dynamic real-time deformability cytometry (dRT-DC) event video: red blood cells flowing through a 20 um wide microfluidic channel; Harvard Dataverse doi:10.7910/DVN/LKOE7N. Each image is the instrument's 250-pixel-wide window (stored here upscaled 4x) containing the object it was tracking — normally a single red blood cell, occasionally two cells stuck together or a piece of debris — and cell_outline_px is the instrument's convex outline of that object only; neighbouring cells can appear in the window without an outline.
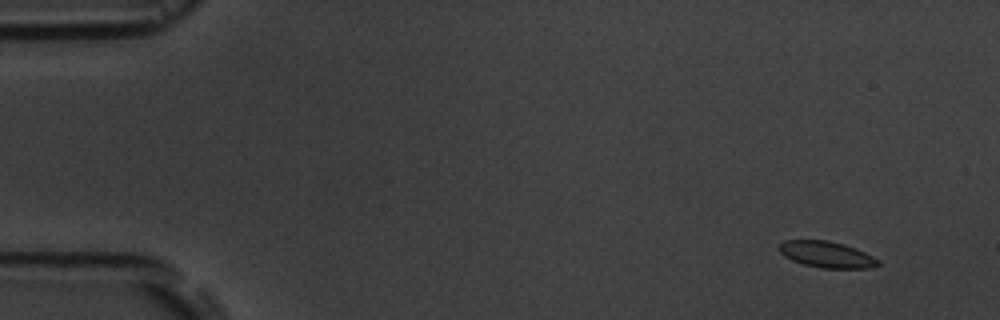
{"species": "common noctule bat (a hibernating species)", "species_latin": "Nyctalus noctula", "temperature_condition": "room temperature", "stored_images_in_passage": 9, "camera_frame_rate_fps": 3000, "um_per_image_px": 0.085, "animal": {"sex": "male", "body_mass_g": 19.5, "forearm_length_mm": 54.6}, "frame": {"image": 1, "passage_image": 2, "time_ms": 1.0, "image_size_px": [1000, 320], "cell_outline_px": [[880, 264], [872, 268], [824, 268], [804, 264], [792, 260], [784, 256], [776, 248], [776, 244], [784, 240], [828, 240], [844, 244], [856, 248], [880, 260]], "centroid_in_image_um": [70.23, 21.62], "position_along_channel_um": 14.8, "area_um2": 15.32}}
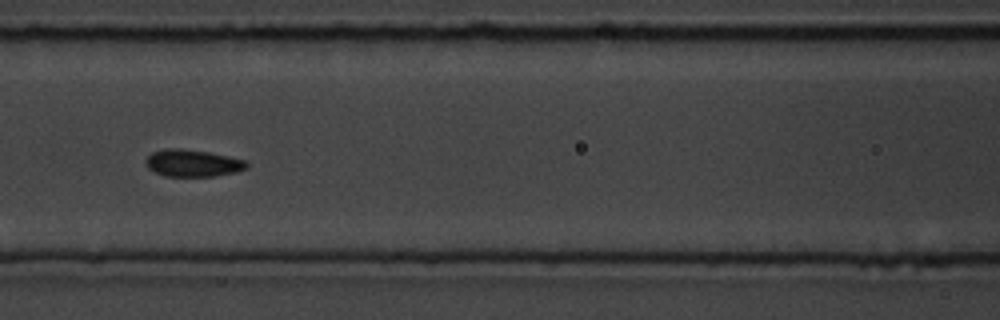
{"frame": {"image": 2, "passage_image": 8, "time_ms": 8.0, "image_size_px": [1000, 320], "cell_outline_px": [[248, 168], [236, 172], [216, 176], [164, 176], [148, 168], [144, 164], [148, 156], [152, 152], [164, 148], [180, 148], [208, 152], [228, 156], [244, 160], [248, 164]], "centroid_in_image_um": [16.36, 13.86], "position_along_channel_um": 150.2, "area_um2": 15.95}}
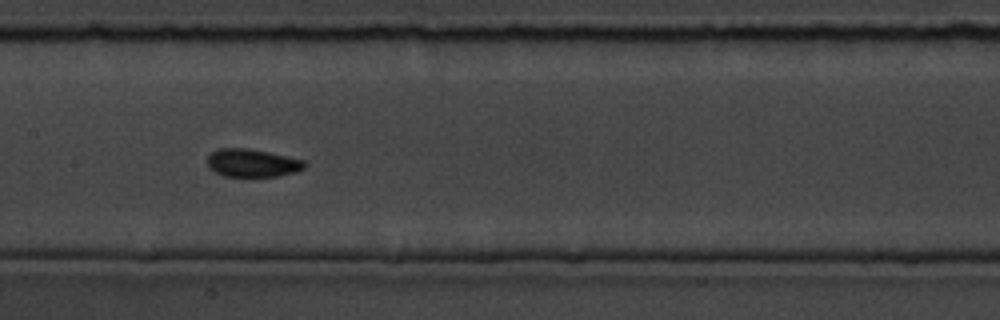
{"frame": {"image": 3, "passage_image": 9, "time_ms": 9.0, "image_size_px": [1000, 320], "cell_outline_px": [[308, 164], [304, 168], [296, 172], [280, 176], [224, 176], [208, 168], [208, 156], [216, 148], [248, 148], [268, 152], [304, 160]], "centroid_in_image_um": [21.45, 13.85], "position_along_channel_um": 185.9, "area_um2": 15.9}}